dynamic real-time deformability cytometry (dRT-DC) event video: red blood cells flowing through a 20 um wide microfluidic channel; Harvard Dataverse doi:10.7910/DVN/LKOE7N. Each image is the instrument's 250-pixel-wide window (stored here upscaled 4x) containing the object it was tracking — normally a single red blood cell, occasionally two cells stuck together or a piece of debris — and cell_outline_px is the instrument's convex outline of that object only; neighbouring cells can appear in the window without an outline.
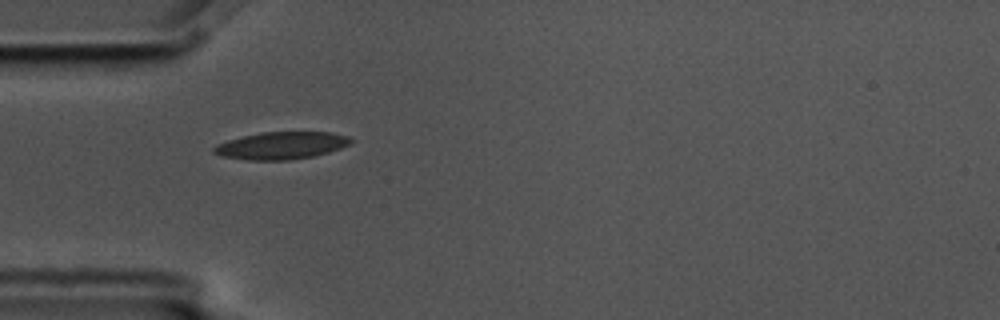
{"species": "common noctule bat (a hibernating species)", "species_latin": "Nyctalus noctula", "temperature_condition": "cold", "stored_images_in_passage": 2, "camera_frame_rate_fps": 3000, "um_per_image_px": 0.085, "animal": {"sex": "male", "body_mass_g": 17.5, "forearm_length_mm": 52.3}, "frame": {"image": 1, "passage_image": 1, "time_ms": 0.0, "image_size_px": [1000, 320], "cell_outline_px": [[352, 144], [328, 152], [312, 156], [288, 160], [248, 160], [220, 156], [212, 152], [212, 148], [216, 144], [228, 140], [260, 132], [332, 132], [348, 136], [352, 140]], "centroid_in_image_um": [23.89, 12.37], "position_along_channel_um": 61.1, "area_um2": 21.85}}